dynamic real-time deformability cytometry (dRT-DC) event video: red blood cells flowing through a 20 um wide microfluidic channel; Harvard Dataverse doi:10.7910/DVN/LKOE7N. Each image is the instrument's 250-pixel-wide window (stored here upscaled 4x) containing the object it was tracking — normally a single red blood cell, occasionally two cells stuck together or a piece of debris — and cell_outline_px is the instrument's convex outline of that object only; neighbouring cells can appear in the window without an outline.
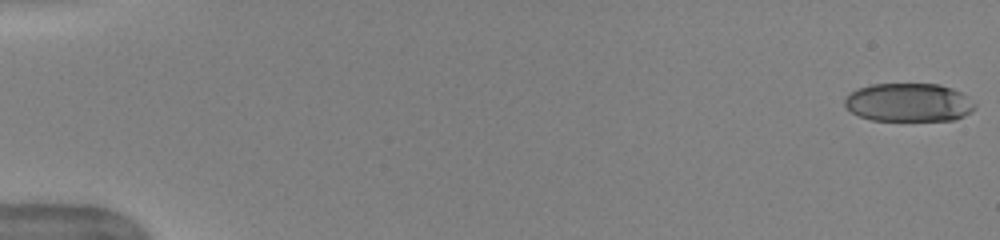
{"species": "human", "species_latin": "Homo sapiens", "temperature_condition": "warm", "stored_images_in_passage": 51, "camera_frame_rate_fps": 3000, "um_per_image_px": 0.085, "donor": {"sex": "female"}, "frame": {"image": 1, "passage_image": 1, "time_ms": 0.0, "image_size_px": [1000, 240], "cell_outline_px": [[976, 104], [972, 112], [956, 120], [872, 120], [860, 116], [852, 112], [844, 104], [844, 100], [852, 92], [860, 88], [872, 84], [940, 84], [952, 88], [960, 92]], "centroid_in_image_um": [77.27, 8.71], "position_along_channel_um": 7.7, "area_um2": 28.96}}
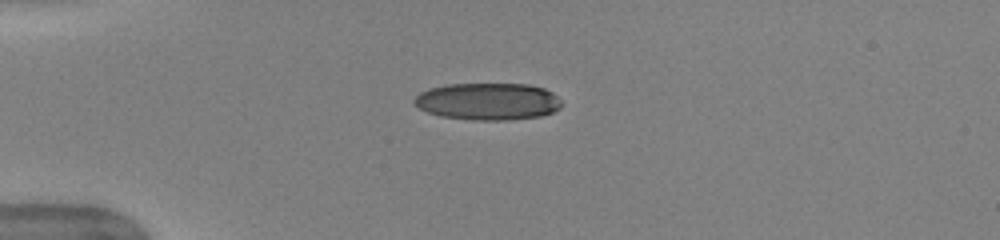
{"frame": {"image": 2, "passage_image": 14, "time_ms": 4.333, "image_size_px": [1000, 240], "cell_outline_px": [[560, 108], [552, 112], [540, 116], [508, 120], [476, 120], [440, 116], [428, 112], [420, 108], [412, 100], [420, 92], [428, 88], [448, 84], [528, 84], [544, 88], [552, 92], [560, 100]], "centroid_in_image_um": [41.46, 8.61], "position_along_channel_um": 43.5, "area_um2": 31.79}}
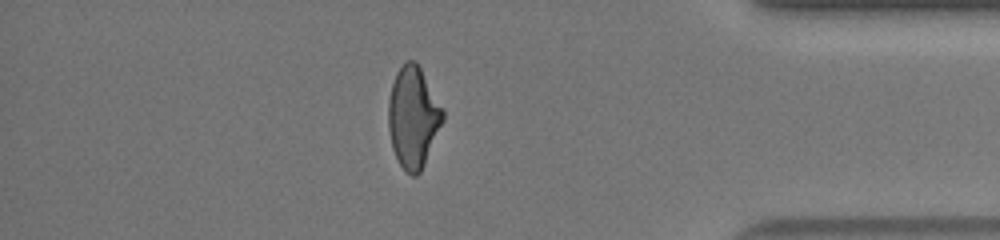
{"frame": {"image": 3, "passage_image": 45, "time_ms": 14.667, "image_size_px": [1000, 240], "cell_outline_px": [[444, 120], [424, 164], [420, 172], [416, 176], [412, 176], [400, 164], [392, 148], [388, 128], [388, 100], [392, 84], [396, 72], [408, 60], [416, 60], [444, 112]], "centroid_in_image_um": [35.1, 9.96], "position_along_channel_um": 400.1, "area_um2": 31.73}, "authors_computed_cell_mechanics": {"area_um2": 32.1368, "velocity_mm_per_s": 4.0036, "shape_relaxation_time_tau1_ms": 6.1217, "shape_relaxation_time_tau2_ms": 1.7107, "deformation_change_tau1": 0.212, "deformation_change_tau2": 0.1}}